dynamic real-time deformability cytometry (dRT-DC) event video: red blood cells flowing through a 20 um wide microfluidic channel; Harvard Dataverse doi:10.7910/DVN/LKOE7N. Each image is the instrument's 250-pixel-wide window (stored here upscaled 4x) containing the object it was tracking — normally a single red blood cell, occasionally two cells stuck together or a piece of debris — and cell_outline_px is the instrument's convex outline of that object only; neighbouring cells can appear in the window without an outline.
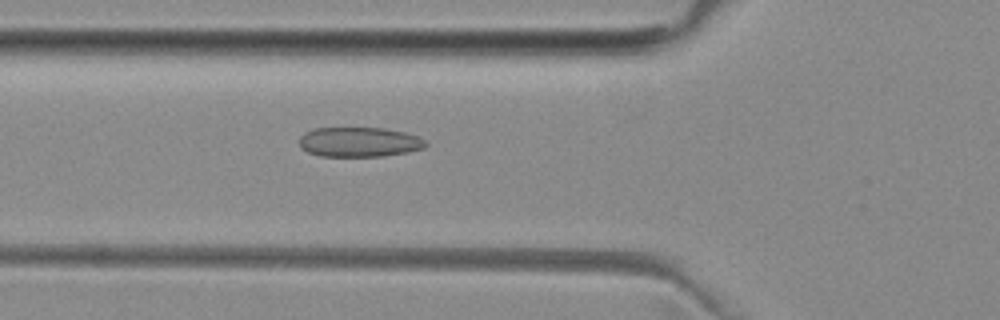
{"species": "common noctule bat (a hibernating species)", "species_latin": "Nyctalus noctula", "temperature_condition": "room temperature", "stored_images_in_passage": 51, "camera_frame_rate_fps": 3000, "um_per_image_px": 0.085, "animal": {"sex": "female", "body_mass_g": 29.2, "forearm_length_mm": 56.3}, "frame": {"image": 1, "passage_image": 18, "time_ms": 5.667, "image_size_px": [1000, 320], "cell_outline_px": [[428, 144], [424, 148], [408, 152], [380, 156], [320, 156], [308, 152], [300, 148], [300, 136], [304, 132], [316, 128], [384, 128], [404, 132], [416, 136], [424, 140]], "centroid_in_image_um": [30.51, 12.07], "position_along_channel_um": 95.3, "area_um2": 21.85}}
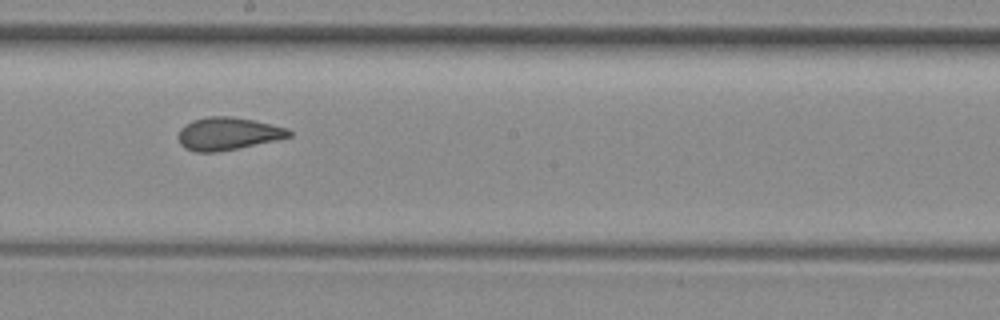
{"frame": {"image": 2, "passage_image": 28, "time_ms": 9.0, "image_size_px": [1000, 320], "cell_outline_px": [[292, 136], [276, 140], [216, 152], [196, 152], [184, 148], [180, 144], [180, 128], [192, 120], [208, 116], [232, 116], [256, 120], [288, 128], [292, 132]], "centroid_in_image_um": [19.39, 11.35], "position_along_channel_um": 228.8, "area_um2": 21.04}}
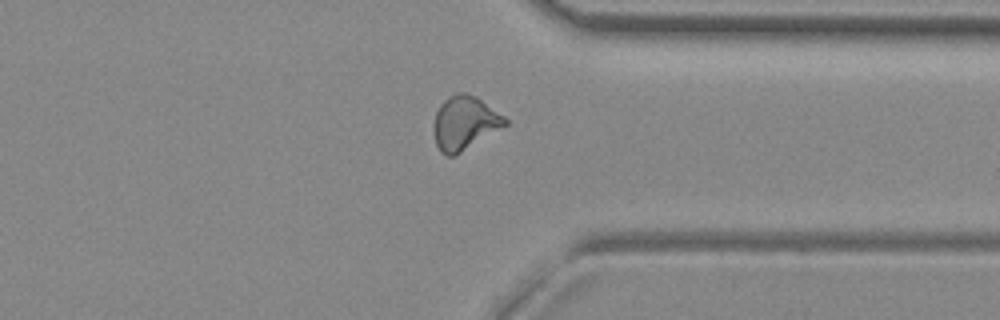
{"frame": {"image": 3, "passage_image": 39, "time_ms": 12.667, "image_size_px": [1000, 320], "cell_outline_px": [[508, 124], [460, 152], [452, 156], [448, 156], [440, 152], [436, 144], [436, 112], [440, 104], [448, 96], [456, 92], [464, 92], [476, 96], [504, 116], [508, 120]], "centroid_in_image_um": [39.51, 10.42], "position_along_channel_um": 371.9, "area_um2": 21.79}, "authors_computed_cell_mechanics": {"area_um2": 21.7906, "velocity_mm_per_s": 3.9962, "shape_relaxation_time_tau1_ms": null, "shape_relaxation_time_tau2_ms": 1.0802, "deformation_change_tau1": null, "deformation_change_tau2": 0.0717}}